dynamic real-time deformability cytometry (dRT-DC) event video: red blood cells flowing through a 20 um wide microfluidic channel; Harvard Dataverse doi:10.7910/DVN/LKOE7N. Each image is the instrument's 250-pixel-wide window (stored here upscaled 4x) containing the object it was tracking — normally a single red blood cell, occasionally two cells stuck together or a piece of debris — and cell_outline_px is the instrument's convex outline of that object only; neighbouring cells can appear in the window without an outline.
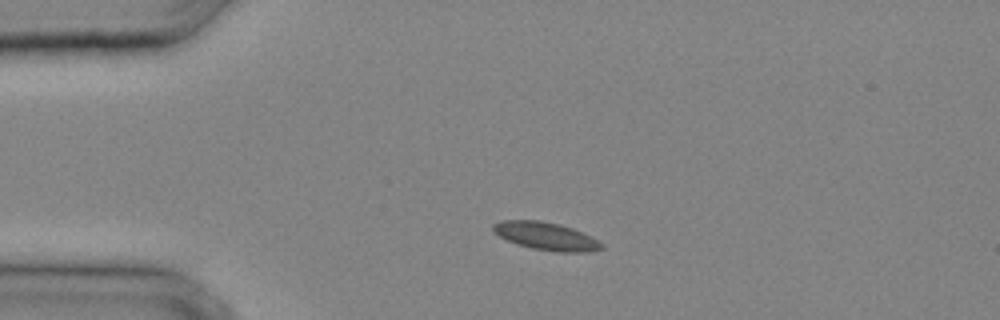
{"species": "common noctule bat (a hibernating species)", "species_latin": "Nyctalus noctula", "temperature_condition": "cold", "stored_images_in_passage": 28, "camera_frame_rate_fps": 3000, "um_per_image_px": 0.085, "animal": {"sex": "male", "body_mass_g": 20.4}, "frame": {"image": 1, "passage_image": 4, "time_ms": 1.0, "image_size_px": [1000, 320], "cell_outline_px": [[604, 248], [588, 252], [560, 252], [532, 248], [508, 240], [500, 236], [492, 228], [492, 224], [504, 220], [540, 220], [560, 224], [572, 228], [604, 244]], "centroid_in_image_um": [46.43, 20.07], "position_along_channel_um": 38.6, "area_um2": 17.22}}
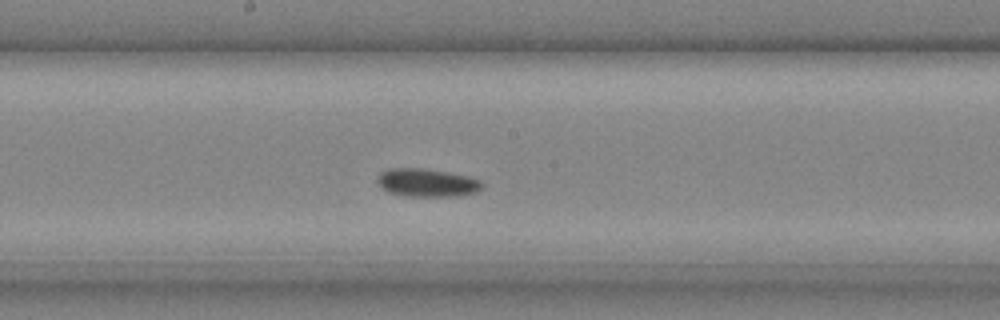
{"frame": {"image": 2, "passage_image": 14, "time_ms": 4.333, "image_size_px": [1000, 320], "cell_outline_px": [[484, 184], [476, 192], [456, 196], [404, 196], [392, 192], [384, 188], [376, 180], [376, 176], [380, 172], [388, 168], [424, 168], [448, 172], [468, 176], [480, 180]], "centroid_in_image_um": [36.29, 15.51], "position_along_channel_um": 211.9, "area_um2": 17.11}}
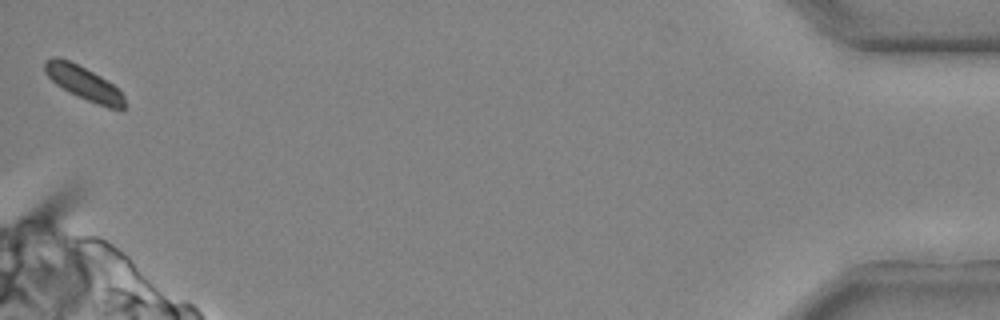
{"frame": {"image": 3, "passage_image": 28, "time_ms": 9.0, "image_size_px": [1000, 320], "cell_outline_px": [[124, 112], [108, 108], [76, 96], [68, 92], [56, 84], [44, 72], [44, 64], [52, 56], [56, 56], [68, 60], [100, 76], [112, 84], [124, 96]], "centroid_in_image_um": [7.12, 7.09], "position_along_channel_um": 428.1, "area_um2": 15.55}}